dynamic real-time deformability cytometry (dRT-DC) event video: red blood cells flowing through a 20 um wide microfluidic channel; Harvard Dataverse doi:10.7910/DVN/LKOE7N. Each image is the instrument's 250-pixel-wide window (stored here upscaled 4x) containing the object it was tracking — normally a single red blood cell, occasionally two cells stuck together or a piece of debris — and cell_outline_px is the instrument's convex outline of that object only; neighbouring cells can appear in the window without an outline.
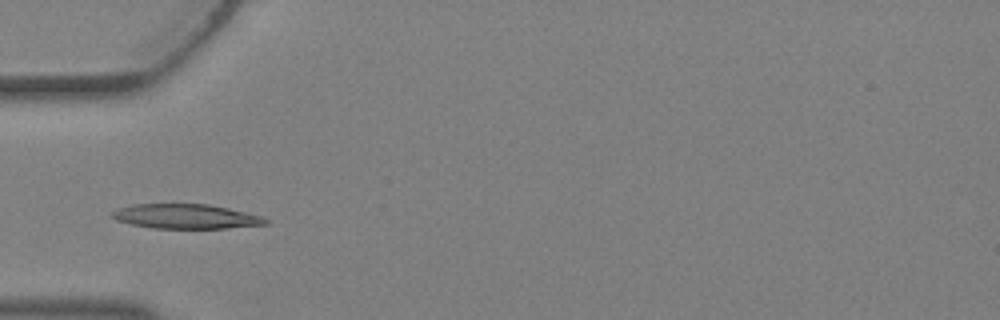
{"species": "Egyptian fruit bat (a non-hibernating species)", "species_latin": "Rousettus aegyptiacus", "temperature_condition": "warm", "stored_images_in_passage": 3, "camera_frame_rate_fps": 3000, "um_per_image_px": 0.085, "animal": {"sex": "female"}, "frame": {"image": 1, "passage_image": 2, "time_ms": 0.333, "image_size_px": [1000, 320], "cell_outline_px": [[268, 224], [228, 228], [152, 228], [132, 224], [116, 220], [108, 216], [112, 212], [120, 208], [132, 204], [208, 204], [228, 208], [260, 216], [268, 220]], "centroid_in_image_um": [15.76, 18.39], "position_along_channel_um": 69.2, "area_um2": 21.85}}
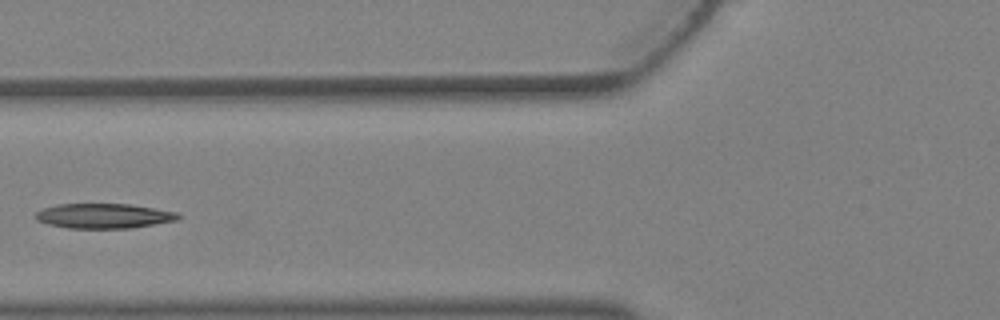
{"frame": {"image": 2, "passage_image": 3, "time_ms": 0.667, "image_size_px": [1000, 320], "cell_outline_px": [[180, 216], [176, 220], [132, 228], [68, 228], [48, 224], [36, 220], [36, 212], [44, 208], [60, 204], [132, 204], [176, 212]], "centroid_in_image_um": [8.81, 18.35], "position_along_channel_um": 117.0, "area_um2": 20.46}}